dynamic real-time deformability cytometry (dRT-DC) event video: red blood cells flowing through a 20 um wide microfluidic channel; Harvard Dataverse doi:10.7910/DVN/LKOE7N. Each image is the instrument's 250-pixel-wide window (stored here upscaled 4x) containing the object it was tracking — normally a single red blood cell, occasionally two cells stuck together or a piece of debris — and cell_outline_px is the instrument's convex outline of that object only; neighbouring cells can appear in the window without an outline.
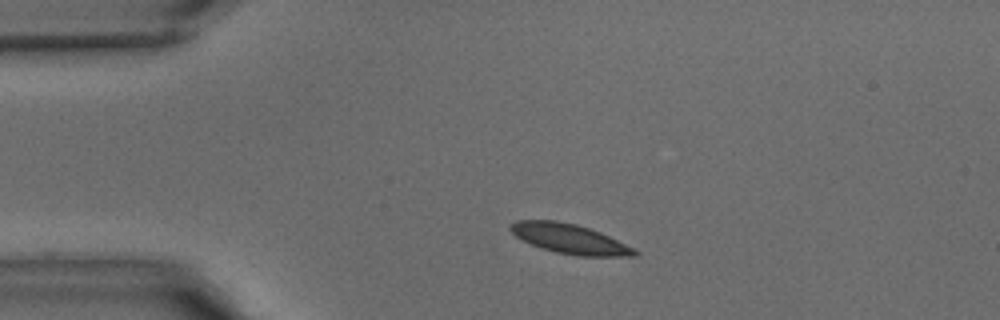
{"species": "common noctule bat (a hibernating species)", "species_latin": "Nyctalus noctula", "temperature_condition": "warm", "stored_images_in_passage": 34, "camera_frame_rate_fps": 3000, "um_per_image_px": 0.085, "animal": {"sex": "male", "body_mass_g": 15.6}, "frame": {"image": 1, "passage_image": 1, "time_ms": 0.0, "image_size_px": [1000, 320], "cell_outline_px": [[640, 252], [636, 256], [576, 256], [556, 252], [532, 244], [516, 236], [508, 228], [508, 224], [516, 220], [556, 220], [576, 224], [600, 232]], "centroid_in_image_um": [48.38, 20.29], "position_along_channel_um": 36.6, "area_um2": 21.21}}
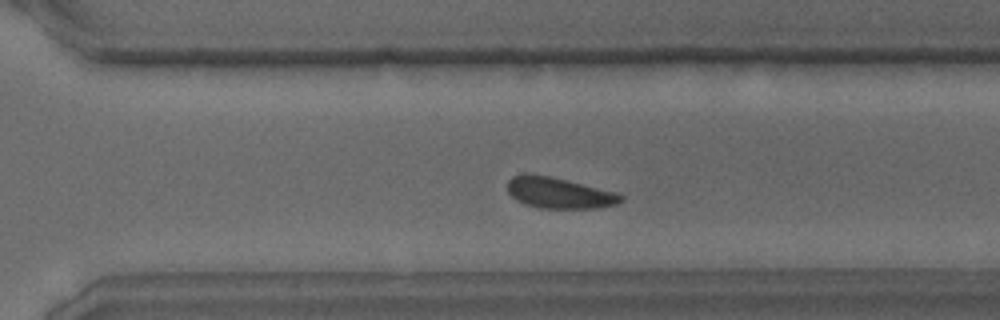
{"frame": {"image": 2, "passage_image": 21, "time_ms": 6.667, "image_size_px": [1000, 320], "cell_outline_px": [[624, 200], [616, 204], [596, 208], [540, 208], [524, 204], [516, 200], [508, 192], [508, 180], [512, 176], [524, 172], [548, 176], [616, 192], [624, 196]], "centroid_in_image_um": [47.49, 16.39], "position_along_channel_um": 323.1, "area_um2": 20.4}}
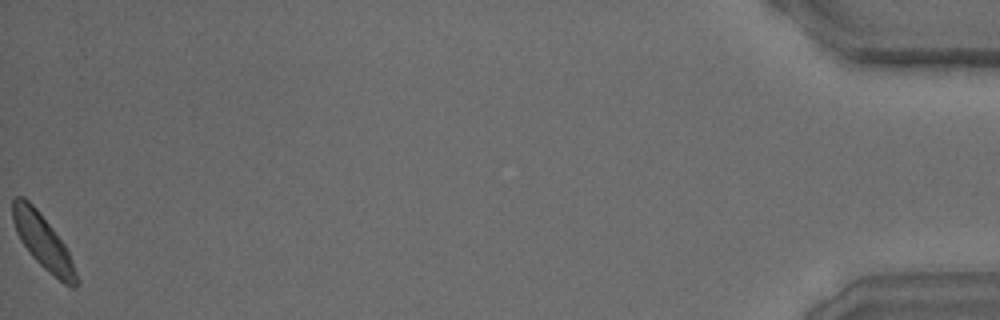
{"frame": {"image": 3, "passage_image": 34, "time_ms": 11.0, "image_size_px": [1000, 320], "cell_outline_px": [[80, 284], [72, 288], [64, 284], [44, 268], [32, 256], [20, 240], [16, 232], [12, 220], [12, 200], [16, 196], [24, 196], [36, 208], [52, 228], [64, 244], [68, 252], [80, 280]], "centroid_in_image_um": [3.65, 20.56], "position_along_channel_um": 431.5, "area_um2": 20.06}}